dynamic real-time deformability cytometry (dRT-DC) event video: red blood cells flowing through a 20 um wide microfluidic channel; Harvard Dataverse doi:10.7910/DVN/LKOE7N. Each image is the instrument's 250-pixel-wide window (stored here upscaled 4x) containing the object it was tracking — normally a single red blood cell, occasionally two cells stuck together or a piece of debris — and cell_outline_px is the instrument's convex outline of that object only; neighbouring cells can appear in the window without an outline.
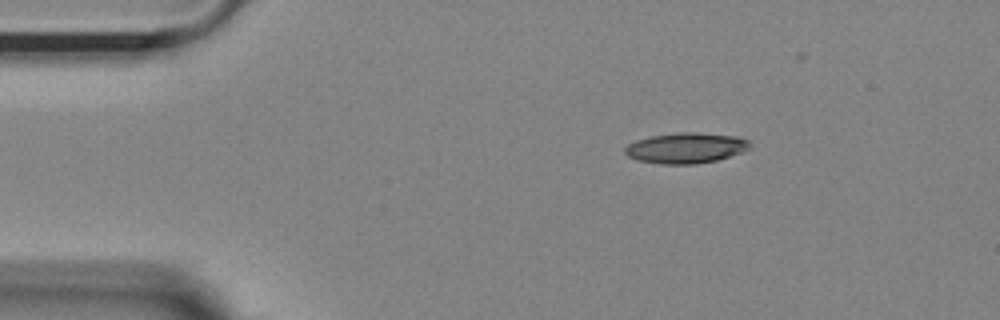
{"species": "Egyptian fruit bat (a non-hibernating species)", "species_latin": "Rousettus aegyptiacus", "temperature_condition": "room temperature", "stored_images_in_passage": 35, "camera_frame_rate_fps": 3000, "um_per_image_px": 0.085, "animal": {"sex": "female"}, "frame": {"image": 1, "passage_image": 1, "time_ms": 0.0, "image_size_px": [1000, 320], "cell_outline_px": [[748, 148], [744, 152], [716, 160], [696, 164], [660, 164], [636, 160], [628, 156], [624, 152], [624, 148], [628, 144], [636, 140], [652, 136], [680, 132], [692, 132], [736, 136], [748, 140]], "centroid_in_image_um": [58.26, 12.59], "position_along_channel_um": 26.7, "area_um2": 22.14}}
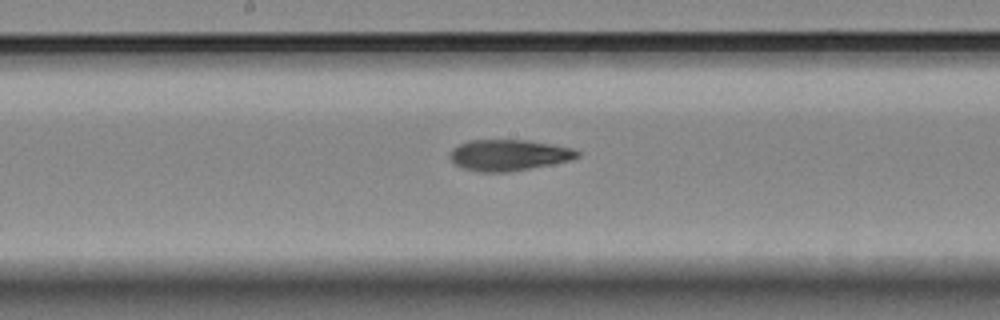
{"frame": {"image": 2, "passage_image": 20, "time_ms": 6.333, "image_size_px": [1000, 320], "cell_outline_px": [[580, 156], [568, 160], [552, 164], [508, 172], [476, 172], [464, 168], [456, 164], [448, 156], [452, 148], [468, 140], [528, 140], [552, 144], [572, 148], [580, 152]], "centroid_in_image_um": [43.22, 13.18], "position_along_channel_um": 205.0, "area_um2": 23.06}}
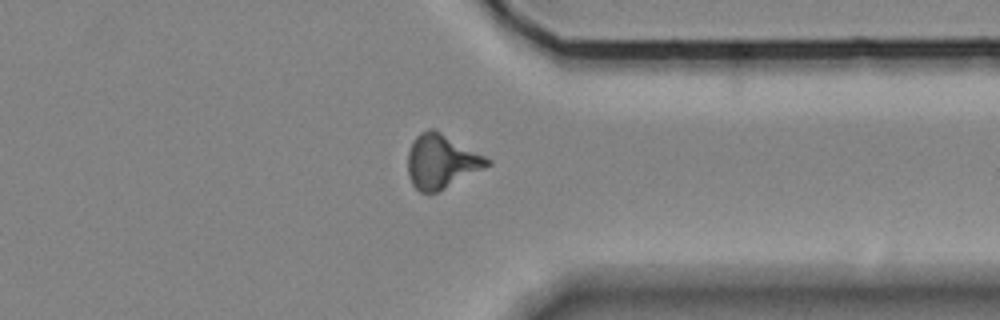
{"frame": {"image": 3, "passage_image": 34, "time_ms": 11.0, "image_size_px": [1000, 320], "cell_outline_px": [[492, 164], [436, 192], [420, 192], [412, 184], [408, 172], [408, 152], [412, 140], [420, 132], [428, 128], [432, 128], [440, 132], [492, 160]], "centroid_in_image_um": [37.49, 13.7], "position_along_channel_um": 373.9, "area_um2": 24.57}}